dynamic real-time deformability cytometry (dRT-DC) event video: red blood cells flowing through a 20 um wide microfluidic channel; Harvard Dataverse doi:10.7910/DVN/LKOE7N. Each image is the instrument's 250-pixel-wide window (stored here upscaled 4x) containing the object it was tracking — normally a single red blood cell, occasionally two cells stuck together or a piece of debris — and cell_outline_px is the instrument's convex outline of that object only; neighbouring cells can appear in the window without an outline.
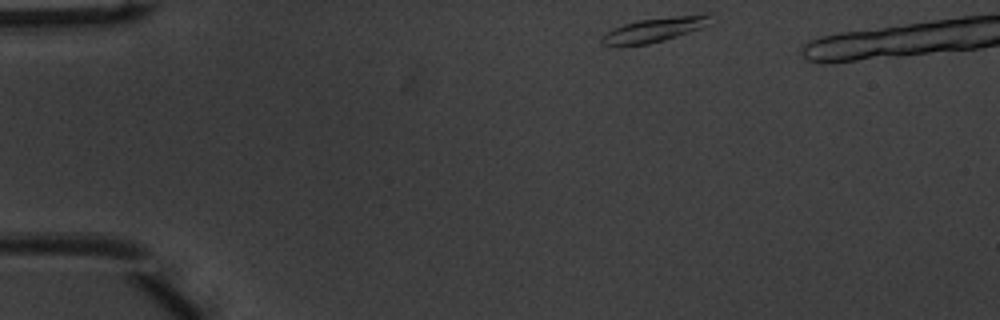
{"species": "common noctule bat (a hibernating species)", "species_latin": "Nyctalus noctula", "temperature_condition": "warm", "stored_images_in_passage": 38, "camera_frame_rate_fps": 3000, "um_per_image_px": 0.085, "animal": {"sex": "male", "body_mass_g": 20.1, "forearm_length_mm": 53.5}, "frame": {"image": 1, "passage_image": 1, "time_ms": 0.0, "image_size_px": [1000, 320], "cell_outline_px": [[708, 24], [700, 28], [664, 40], [648, 44], [604, 44], [600, 40], [600, 36], [624, 24], [640, 20], [708, 12]], "centroid_in_image_um": [55.66, 2.5], "position_along_channel_um": 29.3, "area_um2": 14.8}}
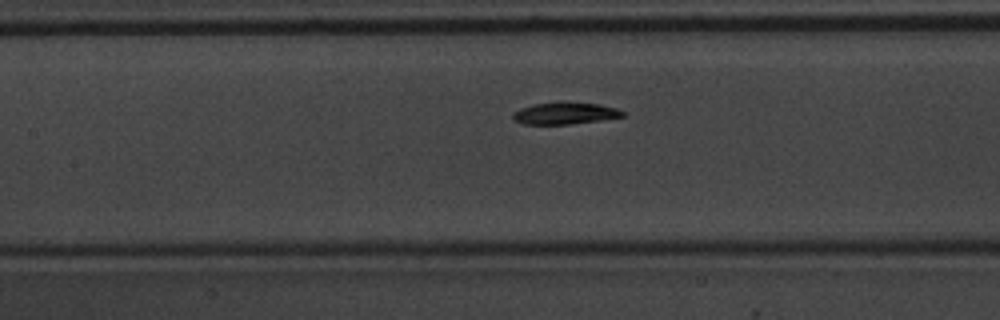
{"frame": {"image": 2, "passage_image": 16, "time_ms": 5.0, "image_size_px": [1000, 320], "cell_outline_px": [[624, 116], [600, 120], [568, 124], [524, 124], [512, 120], [512, 112], [520, 108], [532, 104], [560, 100], [564, 100], [600, 104], [616, 108], [624, 112]], "centroid_in_image_um": [47.96, 9.59], "position_along_channel_um": 159.4, "area_um2": 14.45}}
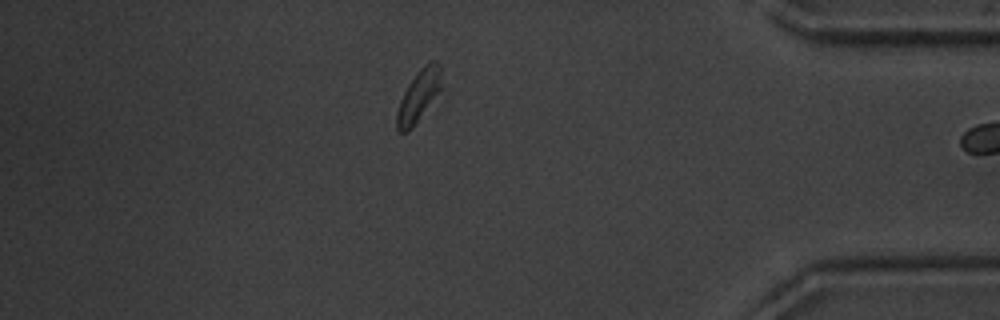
{"frame": {"image": 3, "passage_image": 37, "time_ms": 12.0, "image_size_px": [1000, 320], "cell_outline_px": [[440, 88], [416, 124], [408, 132], [400, 132], [396, 128], [396, 112], [400, 100], [408, 84], [416, 72], [428, 60], [436, 60], [440, 64]], "centroid_in_image_um": [35.55, 8.13], "position_along_channel_um": 399.7, "area_um2": 13.29}}